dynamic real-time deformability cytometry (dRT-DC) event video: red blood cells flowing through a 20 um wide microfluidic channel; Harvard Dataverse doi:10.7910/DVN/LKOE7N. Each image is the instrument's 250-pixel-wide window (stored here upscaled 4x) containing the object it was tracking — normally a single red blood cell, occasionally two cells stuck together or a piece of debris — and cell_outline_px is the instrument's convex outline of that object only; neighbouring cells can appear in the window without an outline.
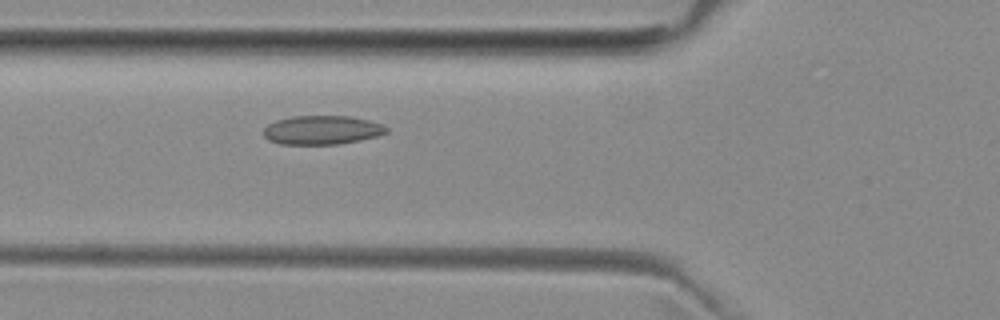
{"species": "common noctule bat (a hibernating species)", "species_latin": "Nyctalus noctula", "temperature_condition": "room temperature", "stored_images_in_passage": 4, "camera_frame_rate_fps": 3000, "um_per_image_px": 0.085, "animal": {"sex": "female", "body_mass_g": 29.2, "forearm_length_mm": 56.3}, "frame": {"image": 1, "passage_image": 4, "time_ms": 4.0, "image_size_px": [1000, 320], "cell_outline_px": [[388, 132], [376, 136], [360, 140], [336, 144], [280, 144], [268, 140], [264, 136], [264, 128], [268, 124], [276, 120], [292, 116], [352, 116], [368, 120], [380, 124], [388, 128]], "centroid_in_image_um": [27.34, 11.05], "position_along_channel_um": 98.5, "area_um2": 20.63}}